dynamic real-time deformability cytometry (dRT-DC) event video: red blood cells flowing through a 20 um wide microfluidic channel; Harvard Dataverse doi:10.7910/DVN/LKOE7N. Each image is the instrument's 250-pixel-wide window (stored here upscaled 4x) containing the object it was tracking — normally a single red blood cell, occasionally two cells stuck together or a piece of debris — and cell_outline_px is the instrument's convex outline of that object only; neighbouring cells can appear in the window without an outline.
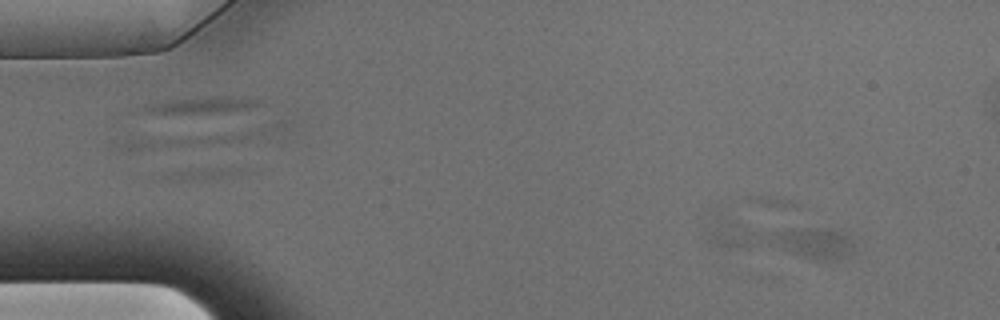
{"species": "Egyptian fruit bat (a non-hibernating species)", "species_latin": "Rousettus aegyptiacus", "temperature_condition": "warm", "stored_images_in_passage": 2, "camera_frame_rate_fps": 3000, "um_per_image_px": 0.085, "animal": {"sex": "male"}, "frame": {"image": 1, "passage_image": 2, "time_ms": 0.333, "image_size_px": [1000, 320], "cell_outline_px": [[856, 252], [848, 260], [816, 260], [800, 256], [784, 248], [768, 236], [776, 232], [788, 228], [832, 228], [844, 232], [852, 240]], "centroid_in_image_um": [69.38, 20.67], "position_along_channel_um": 15.6, "area_um2": 15.2}}